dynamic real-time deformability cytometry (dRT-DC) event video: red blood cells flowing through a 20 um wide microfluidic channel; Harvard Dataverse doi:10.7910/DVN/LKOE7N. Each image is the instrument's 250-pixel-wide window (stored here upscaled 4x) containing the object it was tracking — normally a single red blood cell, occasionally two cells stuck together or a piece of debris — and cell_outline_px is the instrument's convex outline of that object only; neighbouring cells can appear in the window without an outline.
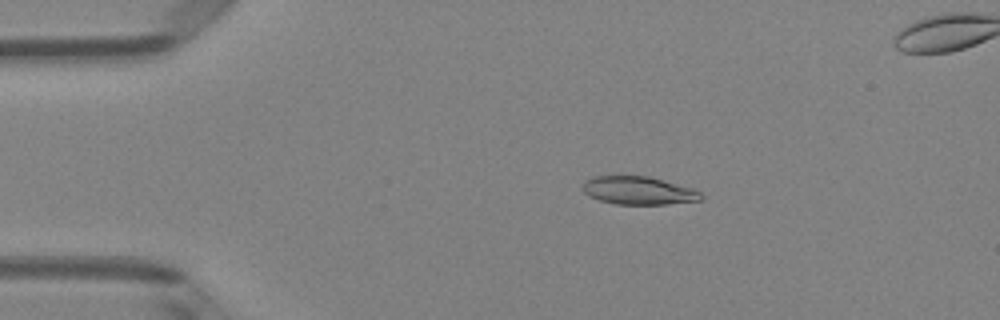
{"species": "Egyptian fruit bat (a non-hibernating species)", "species_latin": "Rousettus aegyptiacus", "temperature_condition": "room temperature", "stored_images_in_passage": 51, "segment_of_instrument_passage": [1, 2], "camera_frame_rate_fps": 3000, "um_per_image_px": 0.085, "animal": {"sex": "female"}, "frame": {"image": 1, "passage_image": 10, "time_ms": 3.0, "image_size_px": [1000, 320], "cell_outline_px": [[704, 196], [700, 200], [668, 204], [616, 204], [600, 200], [588, 196], [584, 192], [584, 180], [592, 176], [648, 176], [692, 188], [700, 192]], "centroid_in_image_um": [54.26, 16.19], "position_along_channel_um": 30.7, "area_um2": 19.25}}
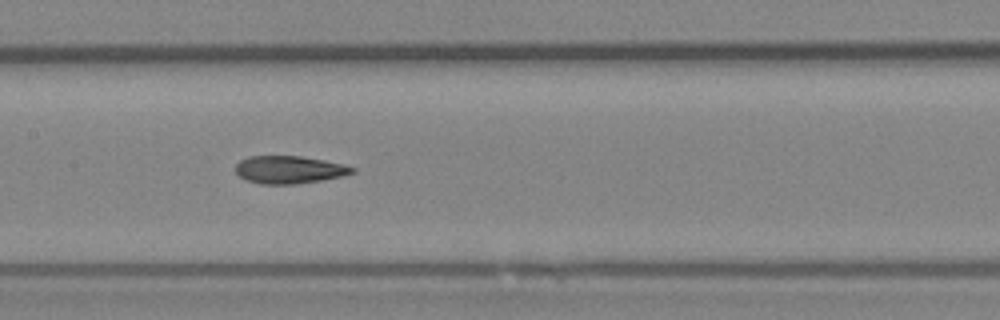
{"frame": {"image": 2, "passage_image": 25, "time_ms": 8.0, "image_size_px": [1000, 320], "cell_outline_px": [[356, 172], [344, 176], [296, 184], [260, 184], [244, 180], [236, 172], [236, 164], [240, 160], [248, 156], [300, 156], [324, 160], [344, 164], [356, 168]], "centroid_in_image_um": [24.59, 14.42], "position_along_channel_um": 182.8, "area_um2": 18.96}}
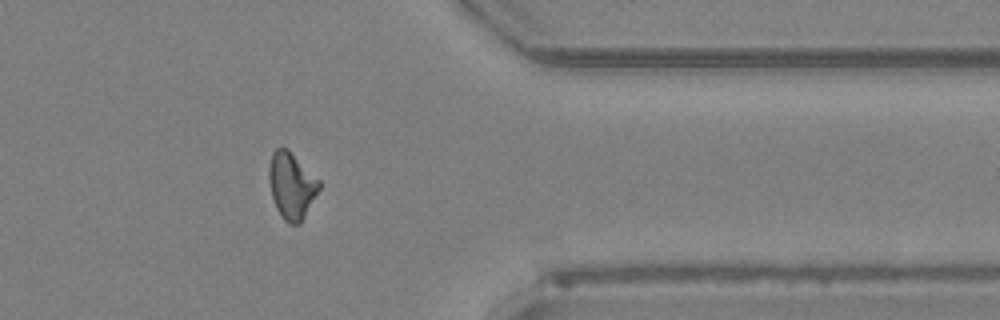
{"frame": {"image": 3, "passage_image": 41, "time_ms": 13.333, "image_size_px": [1000, 320], "cell_outline_px": [[320, 188], [300, 224], [288, 224], [284, 220], [276, 208], [272, 196], [268, 176], [268, 168], [272, 152], [276, 148], [288, 148], [320, 180]], "centroid_in_image_um": [24.78, 15.76], "position_along_channel_um": 386.6, "area_um2": 19.48}}